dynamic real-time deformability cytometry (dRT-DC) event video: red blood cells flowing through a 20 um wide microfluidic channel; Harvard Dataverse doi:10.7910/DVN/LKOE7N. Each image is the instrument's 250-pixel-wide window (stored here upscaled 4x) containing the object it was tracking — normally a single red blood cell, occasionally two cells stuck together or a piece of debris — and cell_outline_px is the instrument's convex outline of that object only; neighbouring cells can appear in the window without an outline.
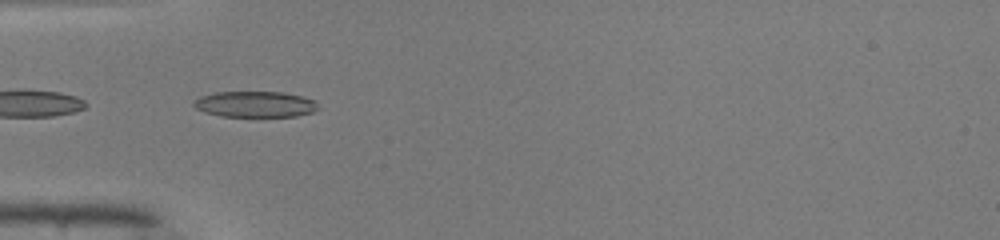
{"species": "common noctule bat (a hibernating species)", "species_latin": "Nyctalus noctula", "temperature_condition": "warm", "stored_images_in_passage": 36, "camera_frame_rate_fps": 3000, "um_per_image_px": 0.085, "animal": {"sex": "male", "body_mass_g": 19.0, "forearm_length_mm": 50.8}, "frame": {"image": 1, "passage_image": 3, "time_ms": 0.667, "image_size_px": [1000, 240], "cell_outline_px": [[316, 108], [312, 112], [296, 116], [220, 116], [204, 112], [196, 108], [192, 104], [200, 96], [216, 92], [284, 92], [316, 100]], "centroid_in_image_um": [21.66, 8.85], "position_along_channel_um": 63.3, "area_um2": 18.61}}
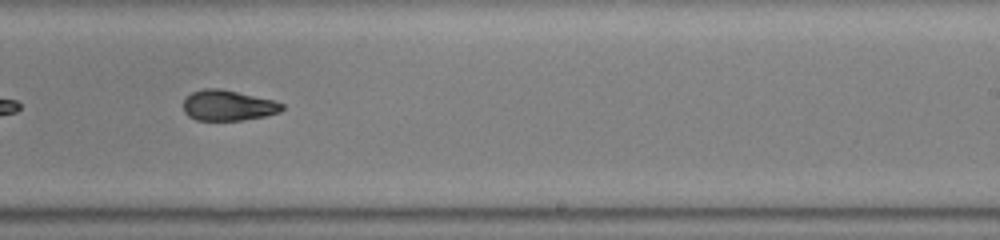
{"frame": {"image": 2, "passage_image": 18, "time_ms": 5.667, "image_size_px": [1000, 240], "cell_outline_px": [[284, 108], [280, 112], [264, 116], [240, 120], [196, 120], [188, 116], [184, 112], [184, 100], [192, 92], [204, 88], [220, 88], [272, 100], [284, 104]], "centroid_in_image_um": [19.37, 8.96], "position_along_channel_um": 269.6, "area_um2": 17.4}}
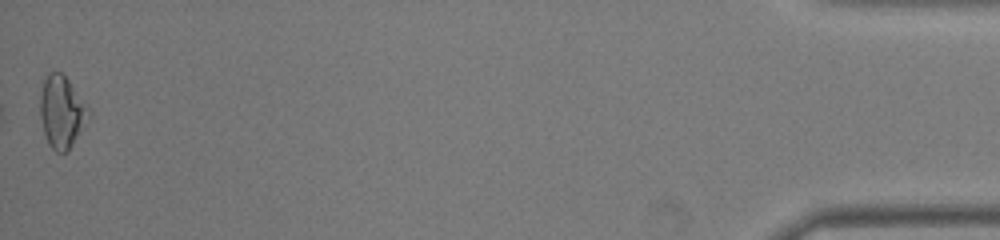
{"frame": {"image": 3, "passage_image": 36, "time_ms": 11.667, "image_size_px": [1000, 240], "cell_outline_px": [[92, 112], [68, 152], [56, 152], [48, 144], [44, 132], [40, 116], [40, 96], [44, 80], [48, 72], [60, 72], [68, 80]], "centroid_in_image_um": [5.24, 9.53], "position_along_channel_um": 430.0, "area_um2": 20.17}, "authors_computed_cell_mechanics": {"area_um2": 18.1492, "velocity_mm_per_s": 4.1794, "shape_relaxation_time_tau1_ms": 6.2471, "shape_relaxation_time_tau2_ms": 3.2825, "deformation_change_tau1": 0.2391, "deformation_change_tau2": 0.1009}}